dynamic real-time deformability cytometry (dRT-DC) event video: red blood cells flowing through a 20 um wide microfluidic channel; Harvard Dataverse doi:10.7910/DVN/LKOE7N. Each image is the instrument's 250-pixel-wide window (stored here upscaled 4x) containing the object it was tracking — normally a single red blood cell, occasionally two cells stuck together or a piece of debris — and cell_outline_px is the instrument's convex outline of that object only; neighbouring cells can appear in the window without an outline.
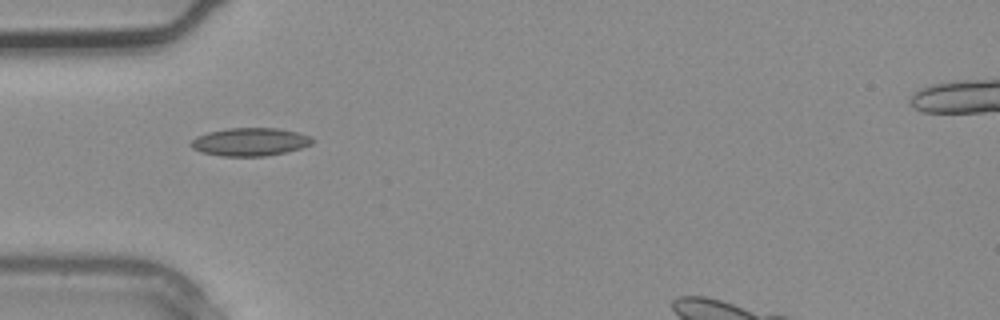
{"species": "common noctule bat (a hibernating species)", "species_latin": "Nyctalus noctula", "temperature_condition": "warm", "stored_images_in_passage": 4, "camera_frame_rate_fps": 3000, "um_per_image_px": 0.085, "animal": {"sex": "male", "body_mass_g": 20.4}, "frame": {"image": 1, "passage_image": 4, "time_ms": 1.0, "image_size_px": [1000, 320], "cell_outline_px": [[316, 140], [312, 144], [300, 148], [284, 152], [264, 156], [220, 156], [200, 152], [192, 148], [188, 144], [196, 136], [208, 132], [228, 128], [280, 128], [312, 136]], "centroid_in_image_um": [21.24, 12.05], "position_along_channel_um": 63.8, "area_um2": 20.0}}